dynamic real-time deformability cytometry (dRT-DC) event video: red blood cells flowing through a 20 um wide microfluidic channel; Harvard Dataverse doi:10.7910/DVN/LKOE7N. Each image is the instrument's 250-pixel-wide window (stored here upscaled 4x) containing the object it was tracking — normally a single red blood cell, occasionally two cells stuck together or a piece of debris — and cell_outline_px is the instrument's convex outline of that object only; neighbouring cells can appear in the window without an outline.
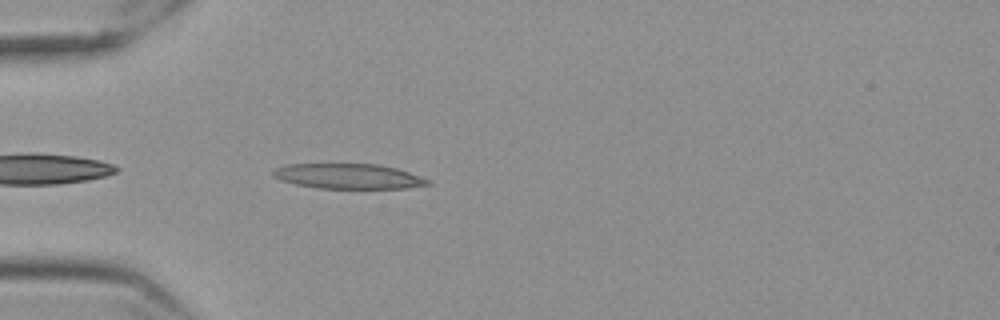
{"species": "Egyptian fruit bat (a non-hibernating species)", "species_latin": "Rousettus aegyptiacus", "temperature_condition": "cold", "stored_images_in_passage": 43, "camera_frame_rate_fps": 3000, "um_per_image_px": 0.085, "frame": {"image": 1, "passage_image": 3, "time_ms": 0.667, "image_size_px": [1000, 320], "cell_outline_px": [[432, 184], [408, 188], [316, 188], [296, 184], [280, 180], [272, 176], [272, 172], [276, 168], [288, 164], [380, 164], [396, 168], [432, 180]], "centroid_in_image_um": [29.64, 14.98], "position_along_channel_um": 55.4, "area_um2": 22.66}}
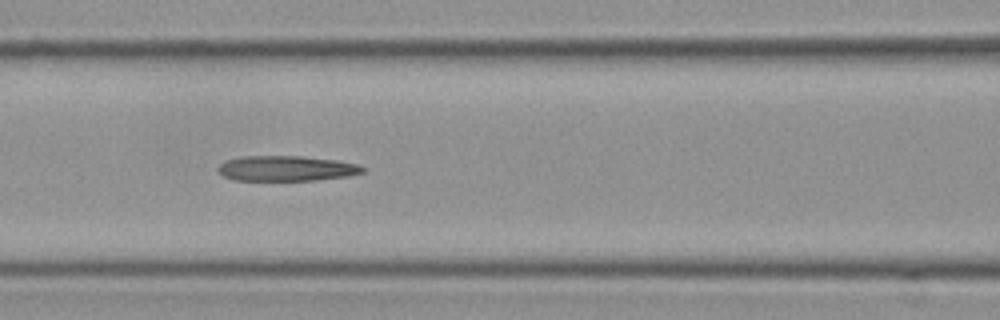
{"frame": {"image": 2, "passage_image": 11, "time_ms": 3.333, "image_size_px": [1000, 320], "cell_outline_px": [[368, 168], [364, 172], [348, 176], [316, 180], [236, 180], [224, 176], [216, 168], [220, 164], [228, 160], [244, 156], [300, 156], [336, 160], [356, 164]], "centroid_in_image_um": [24.38, 14.31], "position_along_channel_um": 142.2, "area_um2": 21.15}}
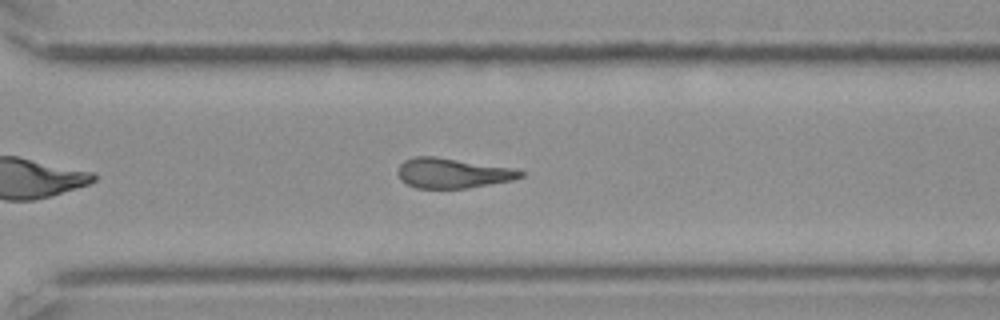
{"frame": {"image": 3, "passage_image": 27, "time_ms": 8.667, "image_size_px": [1000, 320], "cell_outline_px": [[524, 176], [512, 180], [468, 188], [416, 188], [400, 180], [396, 172], [396, 168], [404, 160], [412, 156], [436, 156], [508, 168], [524, 172]], "centroid_in_image_um": [38.37, 14.71], "position_along_channel_um": 332.2, "area_um2": 21.33}, "authors_computed_cell_mechanics": {"area_um2": 21.6172, "velocity_mm_per_s": 3.5717, "shape_relaxation_time_tau1_ms": null, "shape_relaxation_time_tau2_ms": 4.1974, "deformation_change_tau1": null, "deformation_change_tau2": 0.1635}}